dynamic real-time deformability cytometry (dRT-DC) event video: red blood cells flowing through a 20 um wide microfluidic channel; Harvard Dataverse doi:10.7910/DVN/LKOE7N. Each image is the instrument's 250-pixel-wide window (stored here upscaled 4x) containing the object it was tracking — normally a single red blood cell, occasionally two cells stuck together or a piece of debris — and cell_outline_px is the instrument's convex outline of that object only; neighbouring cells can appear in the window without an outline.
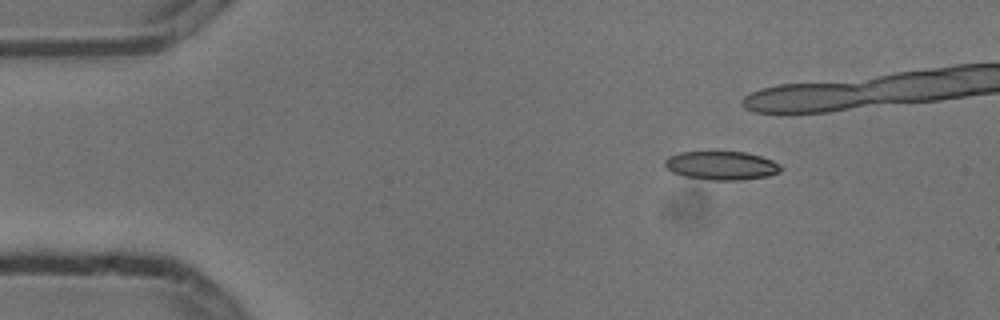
{"species": "common noctule bat (a hibernating species)", "species_latin": "Nyctalus noctula", "temperature_condition": "cold", "stored_images_in_passage": 8, "segment_of_instrument_passage": [1, 2], "camera_frame_rate_fps": 3000, "um_per_image_px": 0.085, "animal": {"sex": "male", "body_mass_g": 13.3}, "frame": {"image": 1, "passage_image": 2, "time_ms": 0.333, "image_size_px": [1000, 320], "cell_outline_px": [[784, 168], [780, 172], [768, 176], [740, 180], [712, 180], [684, 176], [672, 172], [664, 164], [664, 160], [668, 156], [680, 152], [748, 152], [772, 160], [780, 164]], "centroid_in_image_um": [61.35, 14.07], "position_along_channel_um": 23.7, "area_um2": 19.42}}
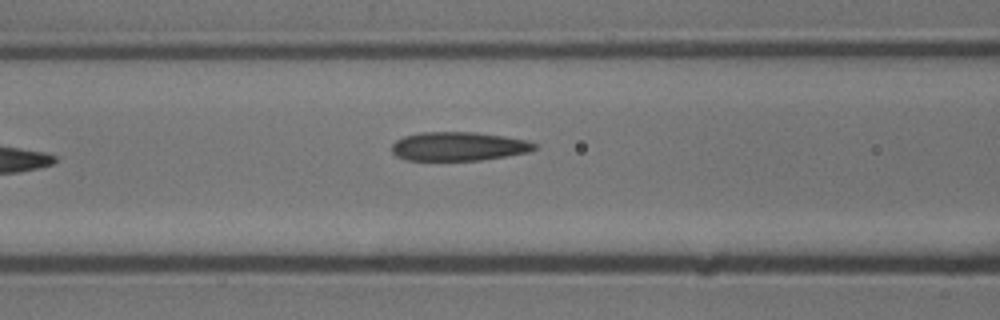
{"frame": {"image": 2, "passage_image": 7, "time_ms": 2.0, "image_size_px": [1000, 320], "cell_outline_px": [[536, 148], [528, 152], [480, 160], [404, 160], [396, 156], [392, 152], [392, 144], [396, 140], [404, 136], [420, 132], [476, 132], [504, 136], [528, 140], [536, 144]], "centroid_in_image_um": [38.95, 12.43], "position_along_channel_um": 127.7, "area_um2": 23.99}}